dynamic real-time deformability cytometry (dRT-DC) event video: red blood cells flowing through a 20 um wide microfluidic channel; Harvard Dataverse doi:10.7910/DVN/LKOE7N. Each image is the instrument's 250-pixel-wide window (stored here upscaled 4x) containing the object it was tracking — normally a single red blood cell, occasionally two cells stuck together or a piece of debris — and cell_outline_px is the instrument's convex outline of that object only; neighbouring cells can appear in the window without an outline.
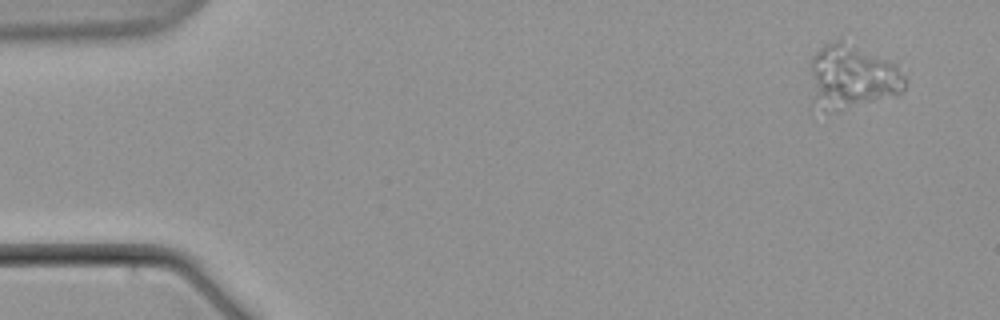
{"species": "common noctule bat (a hibernating species)", "species_latin": "Nyctalus noctula", "temperature_condition": "warm", "stored_images_in_passage": 9, "camera_frame_rate_fps": 3000, "um_per_image_px": 0.085, "animal": {"sex": "male", "body_mass_g": 21.5, "forearm_length_mm": 52.0}, "frame": {"image": 1, "passage_image": 2, "time_ms": 1.333, "image_size_px": [1000, 320], "cell_outline_px": [[908, 84], [900, 96], [848, 104], [812, 96], [812, 56], [824, 44], [840, 36], [896, 64], [904, 76]], "centroid_in_image_um": [72.58, 6.29], "position_along_channel_um": 12.4, "area_um2": 33.23}}
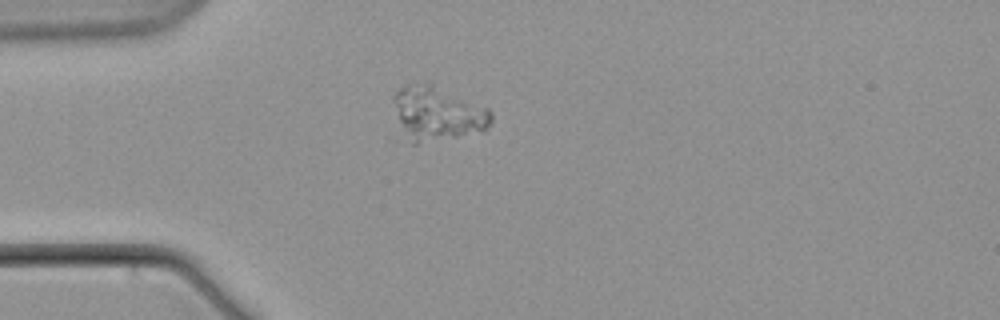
{"frame": {"image": 2, "passage_image": 6, "time_ms": 6.333, "image_size_px": [1000, 320], "cell_outline_px": [[492, 120], [488, 128], [484, 132], [416, 144], [412, 144], [400, 120], [392, 100], [392, 96], [400, 88], [408, 84], [432, 84], [488, 108], [492, 112]], "centroid_in_image_um": [37.25, 9.66], "position_along_channel_um": 47.8, "area_um2": 30.23}}